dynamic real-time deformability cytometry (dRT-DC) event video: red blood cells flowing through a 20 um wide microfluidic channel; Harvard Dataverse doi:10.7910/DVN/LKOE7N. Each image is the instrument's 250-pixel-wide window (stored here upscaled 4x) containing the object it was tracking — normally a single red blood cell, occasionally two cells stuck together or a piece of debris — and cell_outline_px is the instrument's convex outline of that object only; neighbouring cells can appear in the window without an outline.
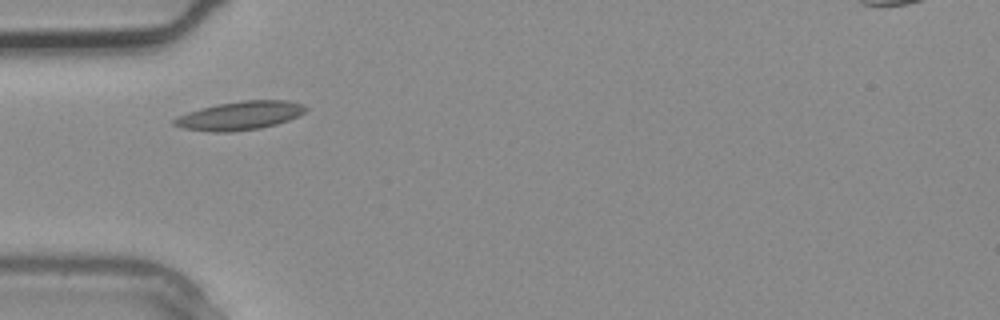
{"species": "common noctule bat (a hibernating species)", "species_latin": "Nyctalus noctula", "temperature_condition": "warm", "stored_images_in_passage": 2, "camera_frame_rate_fps": 3000, "um_per_image_px": 0.085, "animal": {"sex": "male", "body_mass_g": 20.4}, "frame": {"image": 1, "passage_image": 2, "time_ms": 0.333, "image_size_px": [1000, 320], "cell_outline_px": [[308, 108], [300, 116], [276, 124], [260, 128], [232, 132], [212, 132], [184, 128], [172, 124], [172, 120], [176, 116], [200, 108], [220, 104], [244, 100], [288, 100], [304, 104]], "centroid_in_image_um": [20.41, 9.83], "position_along_channel_um": 64.6, "area_um2": 21.96}}